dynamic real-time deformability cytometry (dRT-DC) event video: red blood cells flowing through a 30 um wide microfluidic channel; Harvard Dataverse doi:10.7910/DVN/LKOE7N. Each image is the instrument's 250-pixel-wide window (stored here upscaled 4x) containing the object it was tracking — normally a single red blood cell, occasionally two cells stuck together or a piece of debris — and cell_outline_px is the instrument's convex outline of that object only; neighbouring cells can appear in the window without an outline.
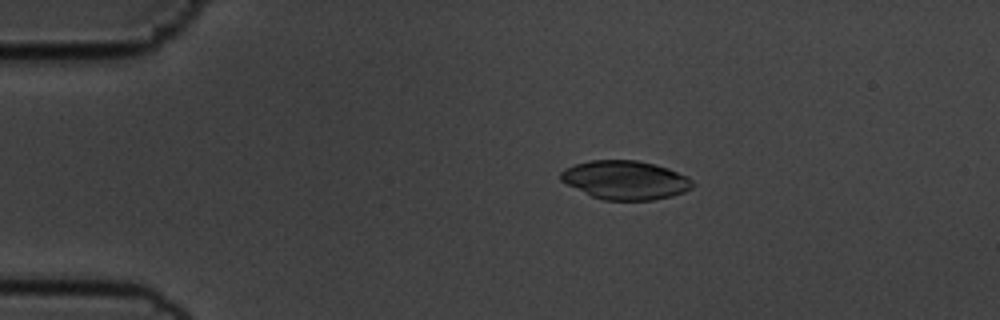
{"species": "common noctule bat (a hibernating species)", "species_latin": "Nyctalus noctula", "temperature_condition": "cold", "stored_images_in_passage": 56, "camera_frame_rate_fps": 3000, "um_per_image_px": 0.085, "animal": {"sex": "male", "body_mass_g": 19.5, "forearm_length_mm": 54.6}, "frame": {"image": 1, "passage_image": 11, "time_ms": 3.333, "image_size_px": [1000, 320], "cell_outline_px": [[696, 184], [692, 188], [684, 192], [672, 196], [652, 200], [604, 200], [592, 196], [560, 180], [560, 172], [564, 168], [576, 164], [592, 160], [636, 160], [656, 164], [668, 168], [688, 176]], "centroid_in_image_um": [53.19, 15.3], "position_along_channel_um": 31.8, "area_um2": 29.82}}
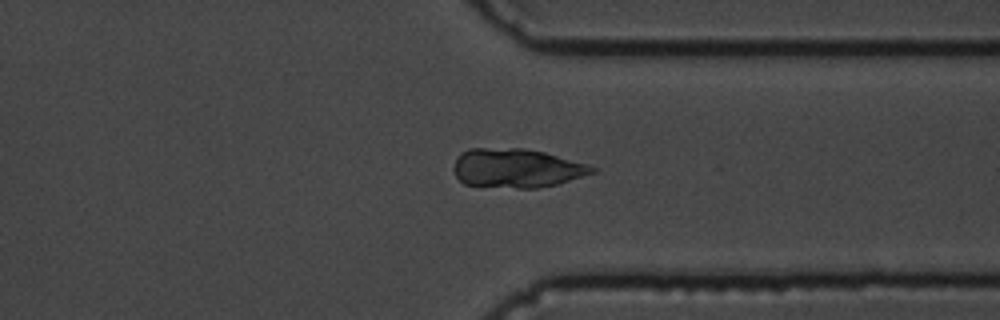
{"frame": {"image": 2, "passage_image": 43, "time_ms": 14.0, "image_size_px": [1000, 320], "cell_outline_px": [[596, 172], [556, 184], [536, 188], [516, 188], [464, 184], [456, 176], [452, 168], [456, 160], [468, 148], [524, 148], [544, 152], [588, 164], [596, 168]], "centroid_in_image_um": [43.91, 14.29], "position_along_channel_um": 367.5, "area_um2": 31.27}}
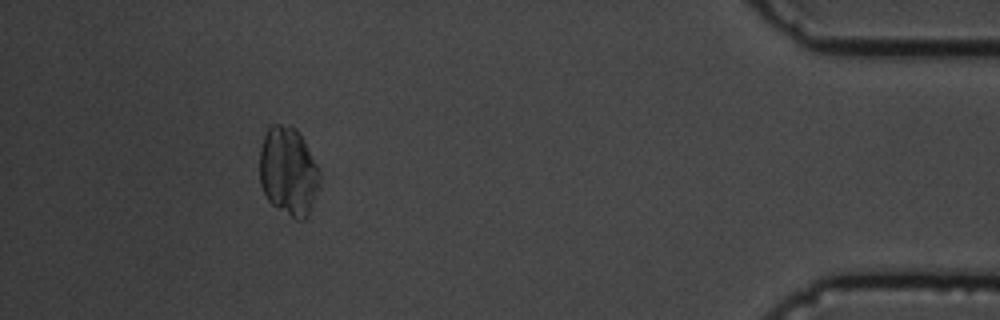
{"frame": {"image": 3, "passage_image": 51, "time_ms": 16.667, "image_size_px": [1000, 320], "cell_outline_px": [[320, 184], [308, 216], [304, 220], [296, 220], [276, 208], [268, 200], [260, 184], [260, 148], [264, 136], [268, 128], [272, 124], [280, 124], [296, 128], [300, 132], [320, 168]], "centroid_in_image_um": [24.53, 14.57], "position_along_channel_um": 410.7, "area_um2": 31.44}}